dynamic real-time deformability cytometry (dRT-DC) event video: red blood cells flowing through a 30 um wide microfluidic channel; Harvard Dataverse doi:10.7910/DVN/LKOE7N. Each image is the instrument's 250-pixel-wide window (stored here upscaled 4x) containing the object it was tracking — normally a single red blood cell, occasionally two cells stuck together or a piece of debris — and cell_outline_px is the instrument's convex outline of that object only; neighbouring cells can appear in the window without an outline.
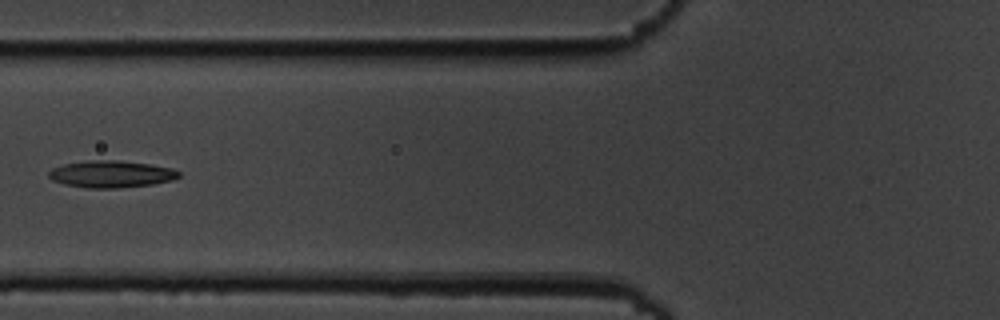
{"species": "common noctule bat (a hibernating species)", "species_latin": "Nyctalus noctula", "temperature_condition": "cold", "stored_images_in_passage": 7, "camera_frame_rate_fps": 3000, "um_per_image_px": 0.085, "animal": {"sex": "male", "body_mass_g": 19.5, "forearm_length_mm": 54.6}, "frame": {"image": 1, "passage_image": 4, "time_ms": 2.0, "image_size_px": [1000, 320], "cell_outline_px": [[180, 176], [172, 180], [152, 184], [116, 188], [88, 188], [64, 184], [52, 180], [48, 176], [48, 172], [52, 168], [64, 164], [92, 160], [116, 160], [152, 164], [172, 168], [180, 172]], "centroid_in_image_um": [9.45, 14.79], "position_along_channel_um": 116.3, "area_um2": 20.4}}
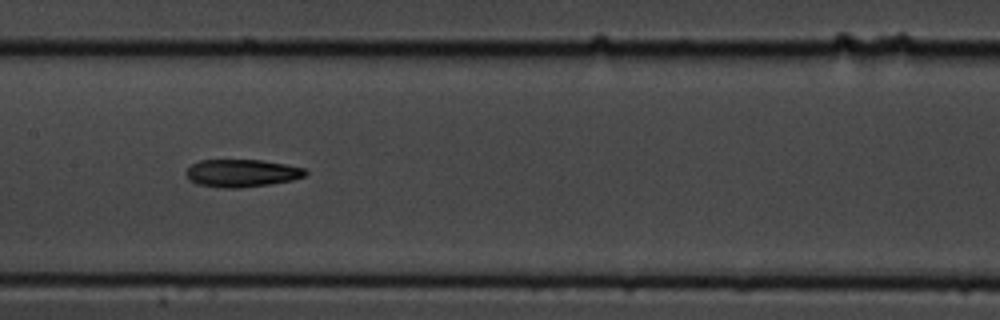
{"frame": {"image": 2, "passage_image": 6, "time_ms": 4.0, "image_size_px": [1000, 320], "cell_outline_px": [[308, 172], [304, 176], [292, 180], [268, 184], [240, 188], [220, 188], [196, 184], [188, 180], [184, 172], [192, 164], [200, 160], [264, 160], [304, 168]], "centroid_in_image_um": [20.5, 14.72], "position_along_channel_um": 186.9, "area_um2": 19.31}}
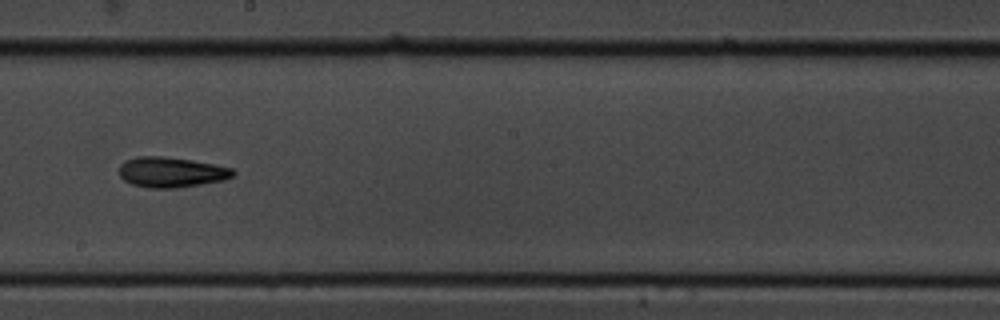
{"frame": {"image": 3, "passage_image": 7, "time_ms": 5.333, "image_size_px": [1000, 320], "cell_outline_px": [[236, 172], [232, 176], [224, 180], [176, 188], [148, 188], [132, 184], [124, 180], [120, 176], [120, 164], [124, 160], [136, 156], [160, 156], [192, 160], [232, 168]], "centroid_in_image_um": [14.53, 14.63], "position_along_channel_um": 233.7, "area_um2": 20.06}}